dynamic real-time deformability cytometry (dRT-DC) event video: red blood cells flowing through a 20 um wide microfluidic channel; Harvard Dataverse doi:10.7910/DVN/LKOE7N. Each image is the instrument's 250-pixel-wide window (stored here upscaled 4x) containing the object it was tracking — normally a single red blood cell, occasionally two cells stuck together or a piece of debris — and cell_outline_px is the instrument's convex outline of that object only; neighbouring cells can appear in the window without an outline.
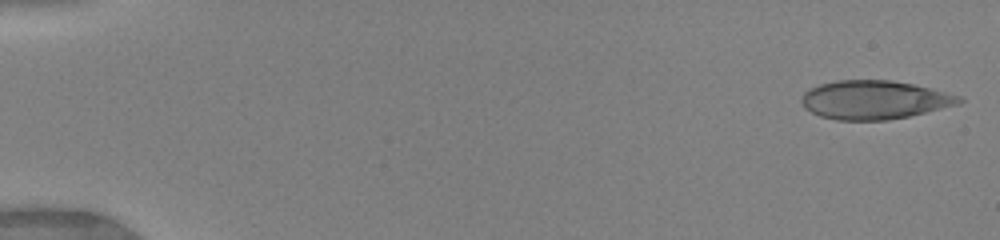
{"species": "human", "species_latin": "Homo sapiens", "temperature_condition": "warm", "stored_images_in_passage": 41, "camera_frame_rate_fps": 3000, "um_per_image_px": 0.085, "donor": {"sex": "female"}, "frame": {"image": 1, "passage_image": 1, "time_ms": 0.0, "image_size_px": [1000, 240], "cell_outline_px": [[964, 100], [960, 104], [908, 116], [884, 120], [836, 120], [820, 116], [804, 108], [804, 92], [820, 84], [836, 80], [888, 80], [912, 84], [960, 96]], "centroid_in_image_um": [74.32, 8.49], "position_along_channel_um": 10.7, "area_um2": 34.97}}
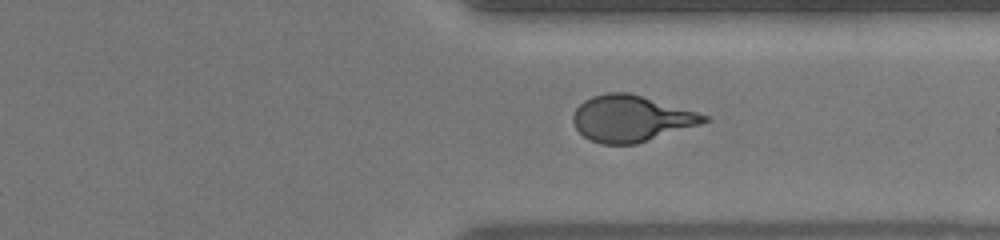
{"frame": {"image": 2, "passage_image": 33, "time_ms": 12.333, "image_size_px": [1000, 240], "cell_outline_px": [[708, 120], [700, 124], [636, 144], [600, 144], [584, 136], [576, 128], [572, 120], [572, 116], [576, 108], [584, 100], [592, 96], [608, 92], [628, 92], [696, 112], [708, 116]], "centroid_in_image_um": [53.59, 10.07], "position_along_channel_um": 357.8, "area_um2": 34.8}}
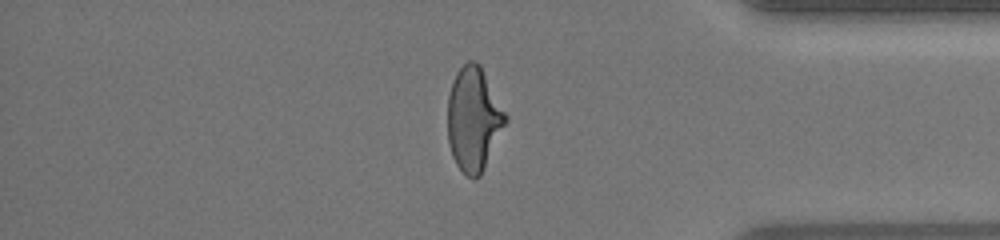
{"frame": {"image": 3, "passage_image": 36, "time_ms": 13.667, "image_size_px": [1000, 240], "cell_outline_px": [[508, 120], [480, 176], [476, 180], [472, 180], [456, 164], [452, 156], [448, 144], [448, 96], [456, 72], [468, 60], [476, 60], [480, 64], [508, 116]], "centroid_in_image_um": [40.26, 10.12], "position_along_channel_um": 394.9, "area_um2": 35.08}, "authors_computed_cell_mechanics": {"area_um2": 35.2002, "velocity_mm_per_s": 4.0874, "shape_relaxation_time_tau1_ms": 8.63, "shape_relaxation_time_tau2_ms": null, "deformation_change_tau1": 0.2567, "deformation_change_tau2": null}}